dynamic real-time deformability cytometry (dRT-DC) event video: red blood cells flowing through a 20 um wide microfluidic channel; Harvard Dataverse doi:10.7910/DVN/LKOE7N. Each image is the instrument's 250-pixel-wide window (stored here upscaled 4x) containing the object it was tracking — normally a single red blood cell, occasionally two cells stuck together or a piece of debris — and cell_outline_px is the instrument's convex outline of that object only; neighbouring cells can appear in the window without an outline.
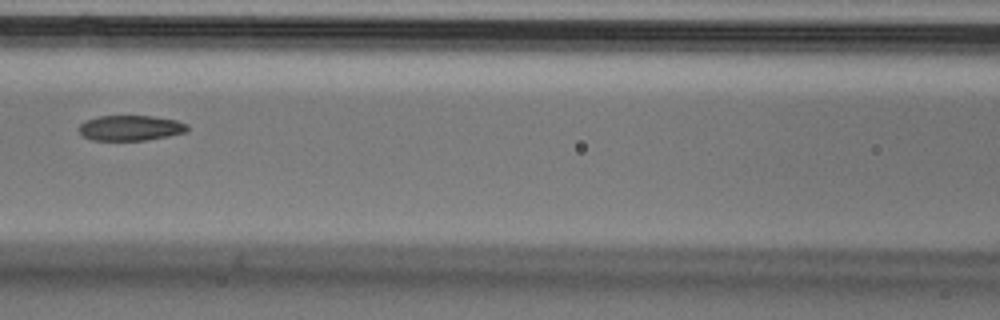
{"species": "Egyptian fruit bat (a non-hibernating species)", "species_latin": "Rousettus aegyptiacus", "temperature_condition": "cold", "stored_images_in_passage": 3, "camera_frame_rate_fps": 3000, "um_per_image_px": 0.085, "animal": {"sex": "male"}, "frame": {"image": 1, "passage_image": 3, "time_ms": 0.667, "image_size_px": [1000, 320], "cell_outline_px": [[188, 128], [184, 132], [168, 136], [148, 140], [92, 140], [84, 136], [80, 132], [80, 124], [84, 120], [100, 116], [152, 116], [176, 120], [188, 124]], "centroid_in_image_um": [11.09, 10.87], "position_along_channel_um": 155.5, "area_um2": 15.9}}